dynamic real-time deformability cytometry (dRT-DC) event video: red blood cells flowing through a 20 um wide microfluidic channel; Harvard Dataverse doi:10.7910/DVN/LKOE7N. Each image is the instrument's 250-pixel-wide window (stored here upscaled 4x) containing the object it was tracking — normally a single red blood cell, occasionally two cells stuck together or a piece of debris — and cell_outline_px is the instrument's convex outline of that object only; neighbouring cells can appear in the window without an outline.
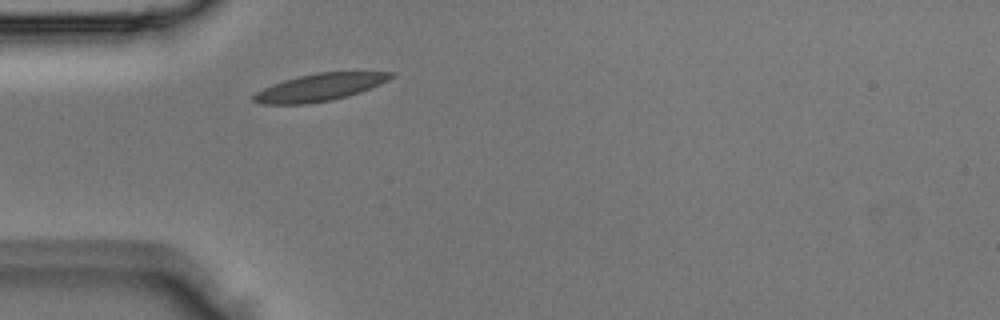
{"species": "Egyptian fruit bat (a non-hibernating species)", "species_latin": "Rousettus aegyptiacus", "temperature_condition": "room temperature", "stored_images_in_passage": 1, "camera_frame_rate_fps": 3000, "um_per_image_px": 0.085, "animal": {"sex": "male"}, "frame": {"image": 1, "passage_image": 1, "time_ms": 0.0, "image_size_px": [1000, 320], "cell_outline_px": [[396, 76], [380, 84], [360, 92], [348, 96], [332, 100], [304, 104], [264, 104], [252, 100], [252, 96], [256, 92], [272, 84], [284, 80], [316, 72], [396, 72]], "centroid_in_image_um": [27.19, 7.42], "position_along_channel_um": 57.8, "area_um2": 21.79}}